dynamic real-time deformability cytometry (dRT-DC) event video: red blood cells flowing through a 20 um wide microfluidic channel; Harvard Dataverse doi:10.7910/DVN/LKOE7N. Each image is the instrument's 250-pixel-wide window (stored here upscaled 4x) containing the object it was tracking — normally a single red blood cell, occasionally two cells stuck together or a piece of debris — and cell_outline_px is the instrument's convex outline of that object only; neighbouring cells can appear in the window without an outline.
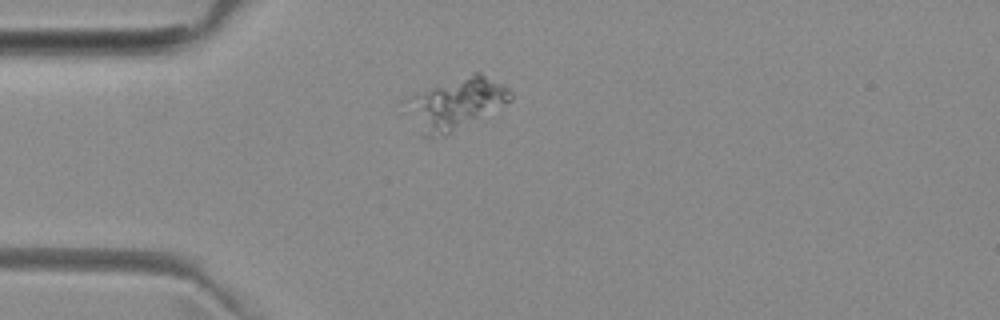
{"species": "common noctule bat (a hibernating species)", "species_latin": "Nyctalus noctula", "temperature_condition": "room temperature", "stored_images_in_passage": 4, "camera_frame_rate_fps": 3000, "um_per_image_px": 0.085, "animal": {"sex": "female", "body_mass_g": 29.2, "forearm_length_mm": 56.3}, "frame": {"image": 1, "passage_image": 3, "time_ms": 3.667, "image_size_px": [1000, 320], "cell_outline_px": [[512, 100], [444, 136], [428, 140], [424, 136], [396, 104], [400, 100], [408, 96], [472, 72], [480, 72], [508, 88], [512, 92]], "centroid_in_image_um": [38.58, 8.83], "position_along_channel_um": 46.4, "area_um2": 31.79}}